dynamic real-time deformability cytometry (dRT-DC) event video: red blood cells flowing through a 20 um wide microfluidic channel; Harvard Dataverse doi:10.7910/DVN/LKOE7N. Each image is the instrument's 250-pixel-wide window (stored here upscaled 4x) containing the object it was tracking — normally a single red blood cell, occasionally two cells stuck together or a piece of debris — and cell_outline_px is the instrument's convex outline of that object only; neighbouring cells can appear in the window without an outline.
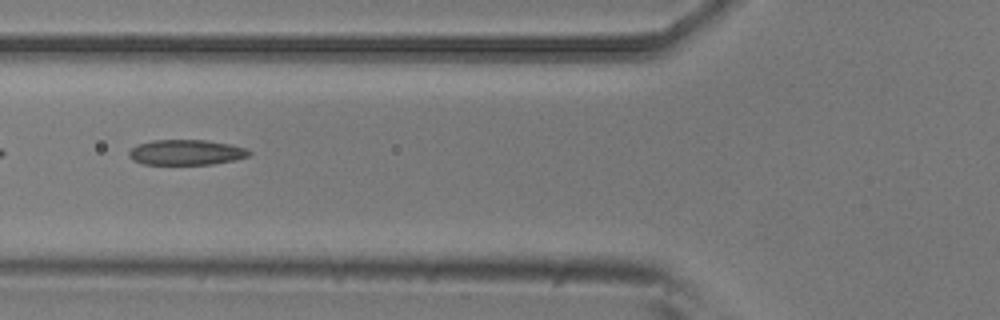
{"species": "common noctule bat (a hibernating species)", "species_latin": "Nyctalus noctula", "temperature_condition": "room temperature", "stored_images_in_passage": 6, "camera_frame_rate_fps": 3000, "um_per_image_px": 0.085, "animal": {"sex": "male", "body_mass_g": 20.5, "forearm_length_mm": 52.5}, "frame": {"image": 1, "passage_image": 6, "time_ms": 1.667, "image_size_px": [1000, 320], "cell_outline_px": [[252, 152], [248, 156], [232, 160], [212, 164], [144, 164], [132, 160], [128, 156], [128, 152], [136, 144], [152, 140], [208, 140], [248, 148]], "centroid_in_image_um": [15.8, 12.94], "position_along_channel_um": 110.0, "area_um2": 17.74}}